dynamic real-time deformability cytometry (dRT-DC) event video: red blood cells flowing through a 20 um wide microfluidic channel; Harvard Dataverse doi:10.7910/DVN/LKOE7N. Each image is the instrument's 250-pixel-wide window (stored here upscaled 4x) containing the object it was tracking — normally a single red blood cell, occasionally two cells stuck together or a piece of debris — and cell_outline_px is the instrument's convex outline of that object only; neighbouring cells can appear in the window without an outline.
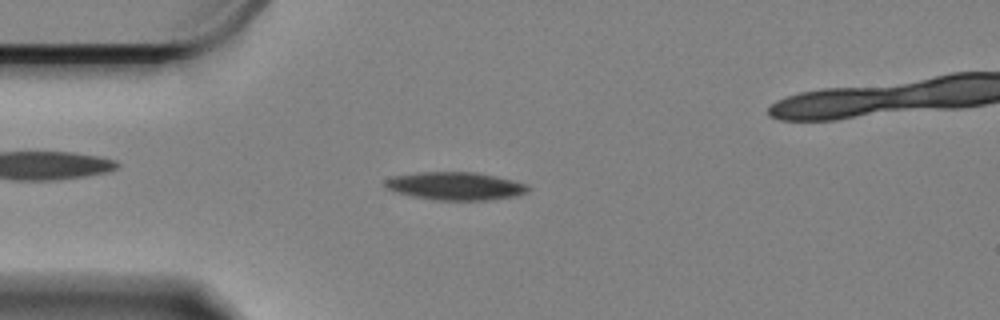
{"species": "Egyptian fruit bat (a non-hibernating species)", "species_latin": "Rousettus aegyptiacus", "temperature_condition": "cold", "stored_images_in_passage": 49, "camera_frame_rate_fps": 3000, "um_per_image_px": 0.085, "animal": {"sex": "female"}, "frame": {"image": 1, "passage_image": 3, "time_ms": 0.667, "image_size_px": [1000, 320], "cell_outline_px": [[528, 192], [516, 196], [488, 200], [432, 200], [412, 196], [396, 192], [384, 188], [384, 180], [392, 176], [416, 172], [476, 172], [512, 180], [524, 184], [528, 188]], "centroid_in_image_um": [38.63, 15.81], "position_along_channel_um": 46.4, "area_um2": 23.35}}
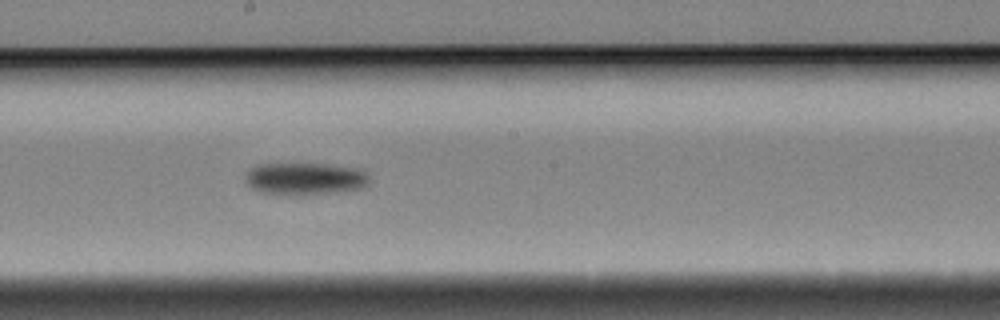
{"frame": {"image": 2, "passage_image": 20, "time_ms": 6.333, "image_size_px": [1000, 320], "cell_outline_px": [[368, 184], [364, 188], [340, 192], [308, 196], [292, 196], [260, 192], [252, 188], [244, 180], [244, 172], [256, 164], [324, 164], [360, 168], [368, 176]], "centroid_in_image_um": [25.9, 15.22], "position_along_channel_um": 222.3, "area_um2": 24.04}}
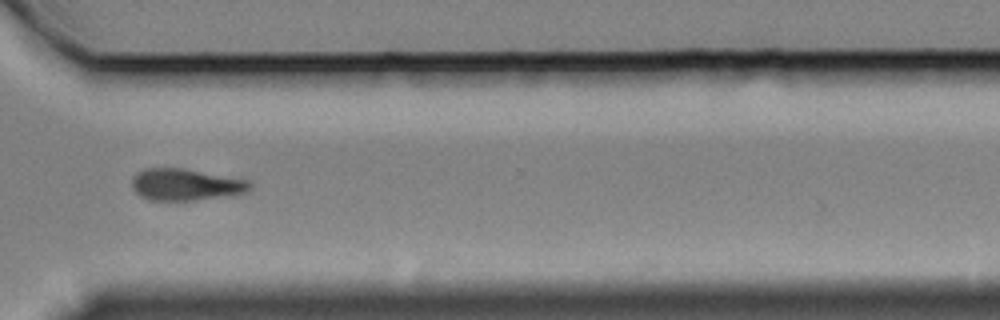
{"frame": {"image": 3, "passage_image": 32, "time_ms": 10.333, "image_size_px": [1000, 320], "cell_outline_px": [[252, 188], [248, 192], [236, 196], [192, 200], [152, 200], [140, 196], [132, 188], [132, 176], [136, 172], [144, 168], [184, 168], [248, 180], [252, 184]], "centroid_in_image_um": [15.82, 15.69], "position_along_channel_um": 354.8, "area_um2": 22.2}, "authors_computed_cell_mechanics": {"area_um2": 23.12, "velocity_mm_per_s": 3.3103, "shape_relaxation_time_tau1_ms": 2.7207, "shape_relaxation_time_tau2_ms": null, "deformation_change_tau1": 0.1003, "deformation_change_tau2": null}}